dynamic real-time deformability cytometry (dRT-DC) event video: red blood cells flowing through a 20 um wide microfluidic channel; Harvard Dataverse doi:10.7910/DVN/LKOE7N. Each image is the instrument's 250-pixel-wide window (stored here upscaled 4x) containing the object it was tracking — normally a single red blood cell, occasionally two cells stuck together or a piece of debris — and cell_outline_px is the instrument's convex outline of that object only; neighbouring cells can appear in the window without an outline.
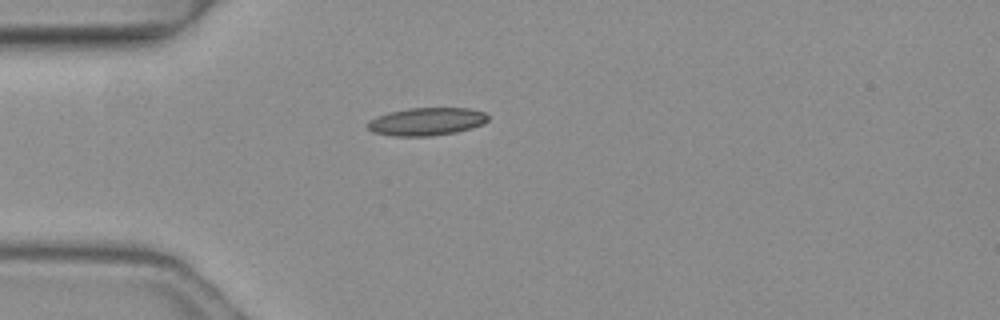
{"species": "common noctule bat (a hibernating species)", "species_latin": "Nyctalus noctula", "temperature_condition": "warm", "stored_images_in_passage": 3, "camera_frame_rate_fps": 3000, "um_per_image_px": 0.085, "animal": {"sex": "female", "body_mass_g": 19.3, "forearm_length_mm": 54.1}, "frame": {"image": 1, "passage_image": 3, "time_ms": 0.667, "image_size_px": [1000, 320], "cell_outline_px": [[488, 120], [484, 124], [472, 128], [456, 132], [432, 136], [392, 136], [372, 132], [368, 128], [368, 120], [376, 116], [408, 108], [468, 108], [484, 112], [488, 116]], "centroid_in_image_um": [36.27, 10.34], "position_along_channel_um": 48.7, "area_um2": 19.59}}